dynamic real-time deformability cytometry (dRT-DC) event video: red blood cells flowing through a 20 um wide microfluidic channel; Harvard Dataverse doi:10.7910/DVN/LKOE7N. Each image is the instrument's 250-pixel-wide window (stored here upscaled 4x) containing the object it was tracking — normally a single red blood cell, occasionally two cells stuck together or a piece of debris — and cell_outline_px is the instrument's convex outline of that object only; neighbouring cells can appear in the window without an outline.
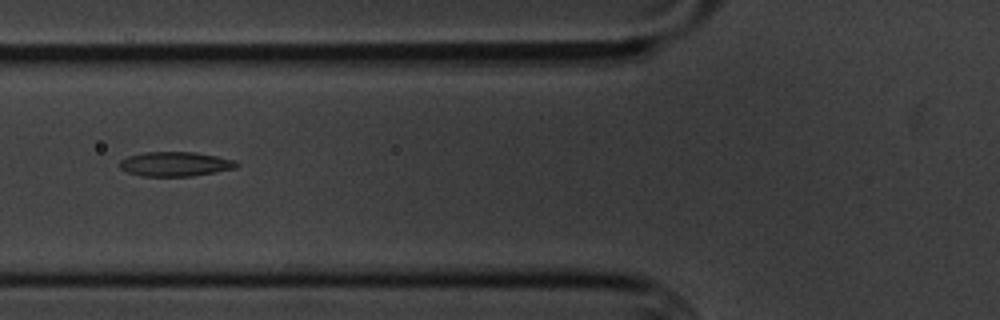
{"species": "common noctule bat (a hibernating species)", "species_latin": "Nyctalus noctula", "temperature_condition": "cold", "stored_images_in_passage": 7, "camera_frame_rate_fps": 3000, "um_per_image_px": 0.085, "animal": {"sex": "male", "body_mass_g": 20.1, "forearm_length_mm": 53.5}, "frame": {"image": 1, "passage_image": 6, "time_ms": 6.0, "image_size_px": [1000, 320], "cell_outline_px": [[240, 164], [236, 168], [192, 176], [140, 176], [128, 172], [120, 168], [120, 160], [128, 156], [144, 152], [196, 152], [236, 160]], "centroid_in_image_um": [14.91, 13.94], "position_along_channel_um": 110.9, "area_um2": 16.7}}
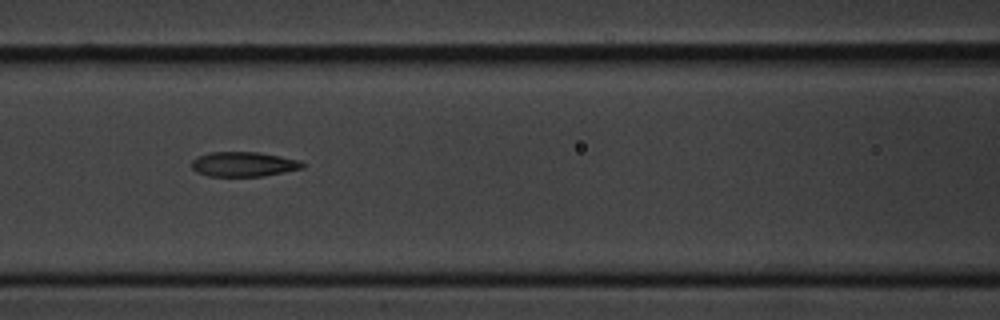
{"frame": {"image": 2, "passage_image": 7, "time_ms": 7.0, "image_size_px": [1000, 320], "cell_outline_px": [[304, 168], [284, 172], [260, 176], [208, 176], [196, 172], [192, 168], [192, 160], [196, 156], [208, 152], [256, 152], [280, 156], [300, 160], [304, 164]], "centroid_in_image_um": [20.67, 13.95], "position_along_channel_um": 145.9, "area_um2": 16.01}}